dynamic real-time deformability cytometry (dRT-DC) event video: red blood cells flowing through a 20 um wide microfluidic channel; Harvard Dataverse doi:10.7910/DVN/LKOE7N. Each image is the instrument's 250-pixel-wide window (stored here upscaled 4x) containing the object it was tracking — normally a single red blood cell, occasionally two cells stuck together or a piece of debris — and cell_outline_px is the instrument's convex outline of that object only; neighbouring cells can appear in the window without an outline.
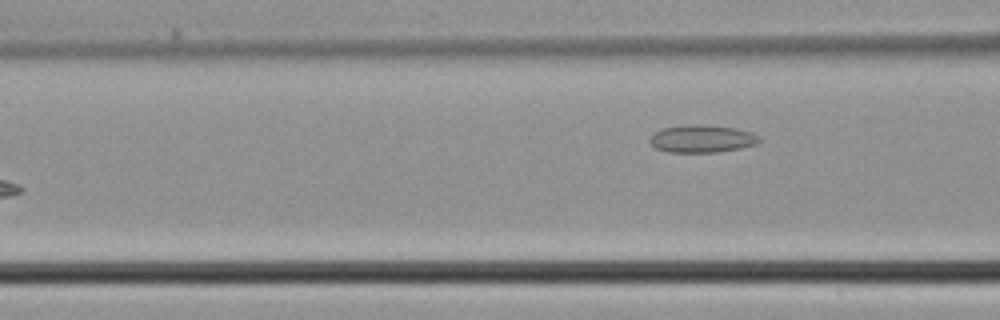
{"species": "common noctule bat (a hibernating species)", "species_latin": "Nyctalus noctula", "temperature_condition": "cold", "stored_images_in_passage": 5, "camera_frame_rate_fps": 3000, "um_per_image_px": 0.085, "animal": {"sex": "male", "body_mass_g": 21.5, "forearm_length_mm": 52.0}, "frame": {"image": 1, "passage_image": 5, "time_ms": 1.333, "image_size_px": [1000, 320], "cell_outline_px": [[760, 140], [756, 144], [740, 148], [716, 152], [668, 152], [656, 148], [648, 140], [656, 132], [664, 128], [696, 124], [736, 128], [752, 132], [760, 136]], "centroid_in_image_um": [59.7, 11.8], "position_along_channel_um": 106.9, "area_um2": 17.34}}